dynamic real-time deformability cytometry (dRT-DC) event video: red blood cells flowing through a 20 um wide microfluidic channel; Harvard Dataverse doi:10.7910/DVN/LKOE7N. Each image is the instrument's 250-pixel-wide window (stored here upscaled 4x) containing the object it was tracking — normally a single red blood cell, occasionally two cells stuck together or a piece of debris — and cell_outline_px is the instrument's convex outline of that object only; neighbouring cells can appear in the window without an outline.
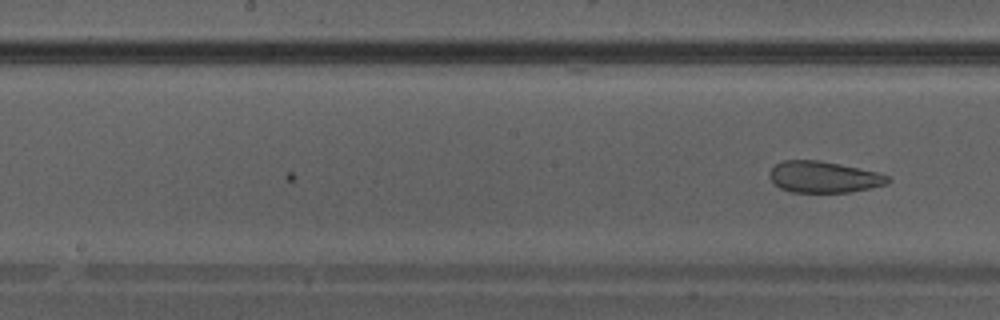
{"species": "Egyptian fruit bat (a non-hibernating species)", "species_latin": "Rousettus aegyptiacus", "temperature_condition": "warm", "stored_images_in_passage": 21, "camera_frame_rate_fps": 3000, "um_per_image_px": 0.085, "animal": {"sex": "male"}, "frame": {"image": 1, "passage_image": 21, "time_ms": 6.667, "image_size_px": [1000, 320], "cell_outline_px": [[892, 180], [888, 184], [848, 192], [788, 192], [780, 188], [768, 176], [768, 172], [776, 164], [784, 160], [816, 160], [876, 172], [888, 176]], "centroid_in_image_um": [69.98, 15.05], "position_along_channel_um": 178.2, "area_um2": 21.33}}